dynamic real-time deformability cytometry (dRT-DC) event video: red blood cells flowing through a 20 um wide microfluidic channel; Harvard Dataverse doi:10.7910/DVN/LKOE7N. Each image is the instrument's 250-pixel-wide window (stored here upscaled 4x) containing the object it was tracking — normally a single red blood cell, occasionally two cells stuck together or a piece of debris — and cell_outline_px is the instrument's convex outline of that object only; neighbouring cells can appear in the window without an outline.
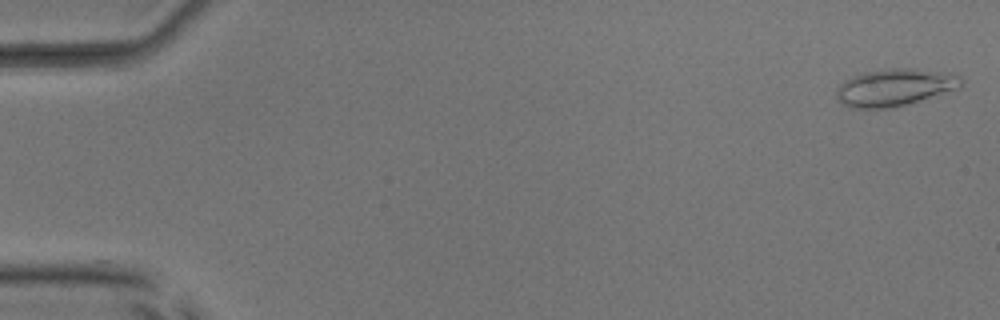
{"species": "common noctule bat (a hibernating species)", "species_latin": "Nyctalus noctula", "temperature_condition": "room temperature", "stored_images_in_passage": 50, "camera_frame_rate_fps": 3000, "um_per_image_px": 0.085, "animal": {"sex": "male", "body_mass_g": 17.9, "forearm_length_mm": 54.2}, "frame": {"image": 1, "passage_image": 1, "time_ms": 0.0, "image_size_px": [1000, 320], "cell_outline_px": [[964, 84], [956, 88], [896, 108], [848, 108], [840, 104], [836, 96], [836, 92], [840, 84], [844, 80], [852, 76], [864, 72], [888, 68], [908, 68], [940, 72], [960, 76], [964, 80]], "centroid_in_image_um": [75.98, 7.44], "position_along_channel_um": 9.0, "area_um2": 26.99}}
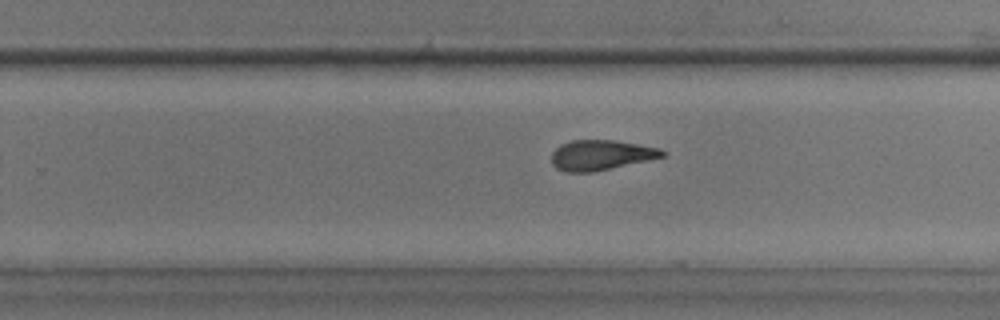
{"frame": {"image": 2, "passage_image": 33, "time_ms": 10.667, "image_size_px": [1000, 320], "cell_outline_px": [[668, 152], [664, 156], [648, 160], [592, 172], [564, 172], [556, 168], [552, 164], [552, 152], [560, 144], [572, 140], [616, 140], [660, 148]], "centroid_in_image_um": [51.07, 13.17], "position_along_channel_um": 278.7, "area_um2": 19.48}}
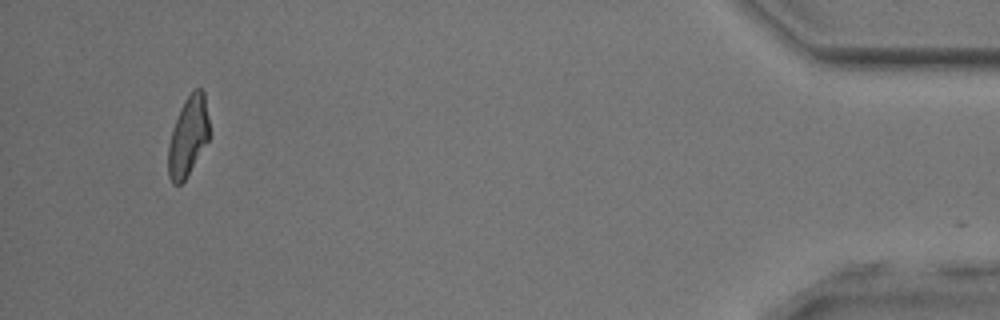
{"frame": {"image": 3, "passage_image": 49, "time_ms": 16.0, "image_size_px": [1000, 320], "cell_outline_px": [[208, 140], [184, 180], [180, 184], [172, 184], [168, 176], [168, 144], [172, 128], [180, 108], [184, 100], [196, 88], [200, 88], [204, 92], [208, 120]], "centroid_in_image_um": [15.95, 11.59], "position_along_channel_um": 419.2, "area_um2": 18.73}}